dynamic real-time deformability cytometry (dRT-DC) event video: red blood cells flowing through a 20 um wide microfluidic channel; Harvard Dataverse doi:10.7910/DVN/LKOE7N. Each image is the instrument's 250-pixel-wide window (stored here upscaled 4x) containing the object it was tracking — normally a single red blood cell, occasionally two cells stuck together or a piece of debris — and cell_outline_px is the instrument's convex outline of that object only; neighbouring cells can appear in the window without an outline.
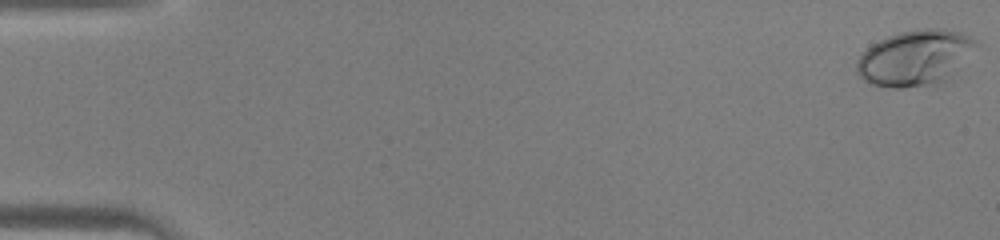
{"species": "human", "species_latin": "Homo sapiens", "temperature_condition": "warm", "stored_images_in_passage": 46, "camera_frame_rate_fps": 3000, "um_per_image_px": 0.085, "donor": {"sex": "male"}, "frame": {"image": 1, "passage_image": 1, "time_ms": 0.0, "image_size_px": [1000, 240], "cell_outline_px": [[972, 44], [948, 80], [936, 84], [904, 88], [892, 88], [872, 84], [864, 80], [856, 72], [856, 60], [872, 44], [888, 36], [900, 32], [924, 28], [944, 28], [960, 32], [968, 36], [972, 40]], "centroid_in_image_um": [77.65, 4.93], "position_along_channel_um": 7.3, "area_um2": 37.57}}
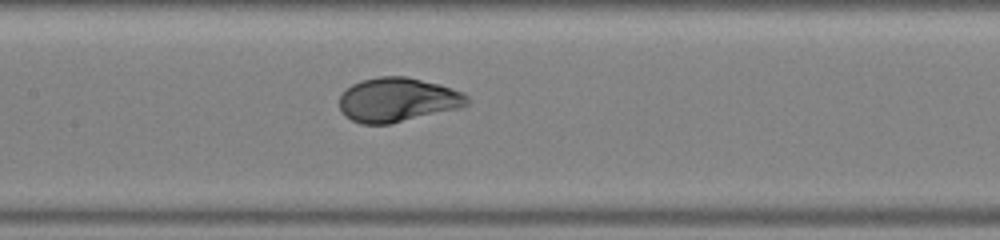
{"frame": {"image": 2, "passage_image": 23, "time_ms": 7.333, "image_size_px": [1000, 240], "cell_outline_px": [[468, 104], [460, 108], [388, 124], [360, 124], [344, 116], [340, 108], [340, 96], [352, 84], [360, 80], [376, 76], [404, 76], [440, 84], [464, 92], [468, 96]], "centroid_in_image_um": [33.79, 8.47], "position_along_channel_um": 173.6, "area_um2": 32.95}}
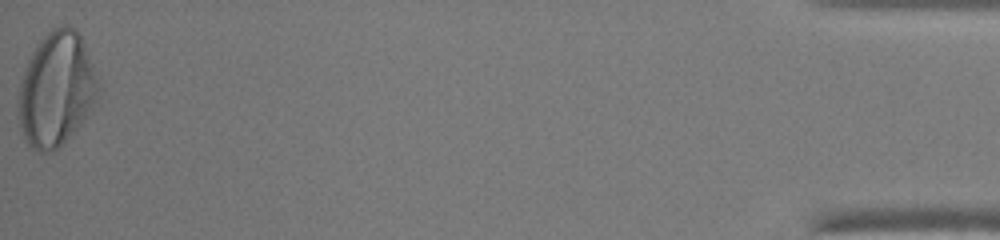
{"frame": {"image": 3, "passage_image": 46, "time_ms": 15.0, "image_size_px": [1000, 240], "cell_outline_px": [[100, 88], [88, 116], [52, 152], [40, 152], [32, 148], [28, 144], [20, 128], [16, 116], [16, 100], [20, 80], [28, 60], [36, 44], [52, 28], [64, 24], [68, 24], [76, 28], [80, 36]], "centroid_in_image_um": [4.72, 7.59], "position_along_channel_um": 430.5, "area_um2": 53.0}}